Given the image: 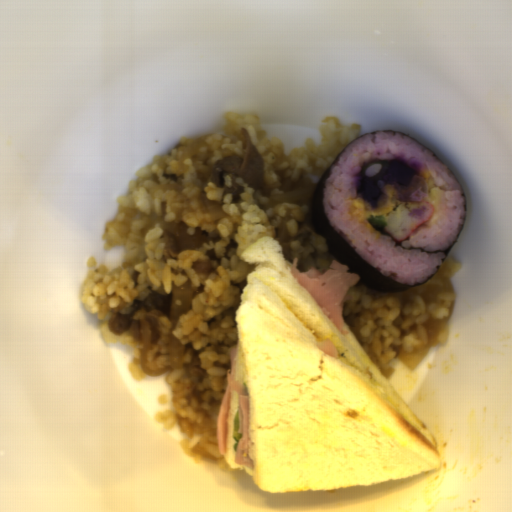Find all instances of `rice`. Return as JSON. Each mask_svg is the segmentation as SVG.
<instances>
[{
    "label": "rice",
    "instance_id": "6",
    "mask_svg": "<svg viewBox=\"0 0 512 512\" xmlns=\"http://www.w3.org/2000/svg\"><path fill=\"white\" fill-rule=\"evenodd\" d=\"M449 336V331H448V327L446 326L439 341L435 344V345H444L447 341V338Z\"/></svg>",
    "mask_w": 512,
    "mask_h": 512
},
{
    "label": "rice",
    "instance_id": "4",
    "mask_svg": "<svg viewBox=\"0 0 512 512\" xmlns=\"http://www.w3.org/2000/svg\"><path fill=\"white\" fill-rule=\"evenodd\" d=\"M361 124L341 123L336 117L326 116L319 132L323 135L320 142L306 138L302 147L293 148L281 164L280 170L285 171L290 179L300 180L305 176L309 181L318 184L321 176L354 139L360 137Z\"/></svg>",
    "mask_w": 512,
    "mask_h": 512
},
{
    "label": "rice",
    "instance_id": "1",
    "mask_svg": "<svg viewBox=\"0 0 512 512\" xmlns=\"http://www.w3.org/2000/svg\"><path fill=\"white\" fill-rule=\"evenodd\" d=\"M225 130L209 135L206 145L184 160L187 171L177 176V158L200 136H184L178 146L164 155H154L151 163L136 171L137 179L128 181L127 194L116 197L118 203L114 217L108 221L102 236L103 248L123 245L124 262L116 268H107L95 257L87 261L86 277L82 282L80 302L92 315H96L99 331L108 343H129L132 358L129 371L134 380L142 381L140 362L142 341L131 332L114 334L107 321L115 309L123 304L143 300L155 289H165L173 295L175 288H191L189 310L180 315L172 334L182 343H192L200 350L207 377L200 383L192 381L186 371L172 369L165 373V382L171 388V410L157 411L155 420L163 428L175 427L183 434L180 446L187 457L196 462L208 460L192 452L196 444L218 458L217 468L227 472L231 468L219 451L217 423L228 386V369L232 365L230 352L238 345L239 327L235 313L242 303V294L248 286L247 277L256 264L242 257L243 251L263 237H276V226L291 210L292 217L286 229L297 235L298 225L311 214L308 204L284 203L267 211L264 204L273 194H285L274 189L269 195L255 198L252 190L240 178L236 184L244 190L237 202L223 188L207 183H195V166L203 162L215 163L231 156L244 158L247 146L241 134L246 129L252 145L263 161L264 184H278L279 176L273 171V162L285 153L281 138L270 137L264 130L258 114L227 112ZM220 202L227 217L211 221L200 194ZM184 220L188 233L195 227L207 231L218 230L222 239L218 243L206 242L194 250H182L178 259L162 261L164 226L175 220ZM215 249L221 262L217 276H199L191 268L192 262L208 259L207 250Z\"/></svg>",
    "mask_w": 512,
    "mask_h": 512
},
{
    "label": "rice",
    "instance_id": "3",
    "mask_svg": "<svg viewBox=\"0 0 512 512\" xmlns=\"http://www.w3.org/2000/svg\"><path fill=\"white\" fill-rule=\"evenodd\" d=\"M461 267L448 254L425 284L405 292L384 294L360 280L349 288L343 302L344 324L385 378L392 375L390 360L401 350L410 352L428 341L423 325L428 319L452 318V278Z\"/></svg>",
    "mask_w": 512,
    "mask_h": 512
},
{
    "label": "rice",
    "instance_id": "2",
    "mask_svg": "<svg viewBox=\"0 0 512 512\" xmlns=\"http://www.w3.org/2000/svg\"><path fill=\"white\" fill-rule=\"evenodd\" d=\"M392 159L400 160L426 180V201L434 206L431 219L400 244L386 232L371 234L350 214L362 180V167L368 161ZM329 175L323 189L324 214L361 258L388 279L408 286L424 284L437 273L445 251L456 242L463 227L466 200L459 182L431 151L392 131L369 133L348 145L337 163L332 164Z\"/></svg>",
    "mask_w": 512,
    "mask_h": 512
},
{
    "label": "rice",
    "instance_id": "5",
    "mask_svg": "<svg viewBox=\"0 0 512 512\" xmlns=\"http://www.w3.org/2000/svg\"><path fill=\"white\" fill-rule=\"evenodd\" d=\"M171 325L170 317L160 316L158 326L161 336L156 343L150 344V350L145 357L150 369L170 368L171 366L169 359V330Z\"/></svg>",
    "mask_w": 512,
    "mask_h": 512
}]
</instances>
